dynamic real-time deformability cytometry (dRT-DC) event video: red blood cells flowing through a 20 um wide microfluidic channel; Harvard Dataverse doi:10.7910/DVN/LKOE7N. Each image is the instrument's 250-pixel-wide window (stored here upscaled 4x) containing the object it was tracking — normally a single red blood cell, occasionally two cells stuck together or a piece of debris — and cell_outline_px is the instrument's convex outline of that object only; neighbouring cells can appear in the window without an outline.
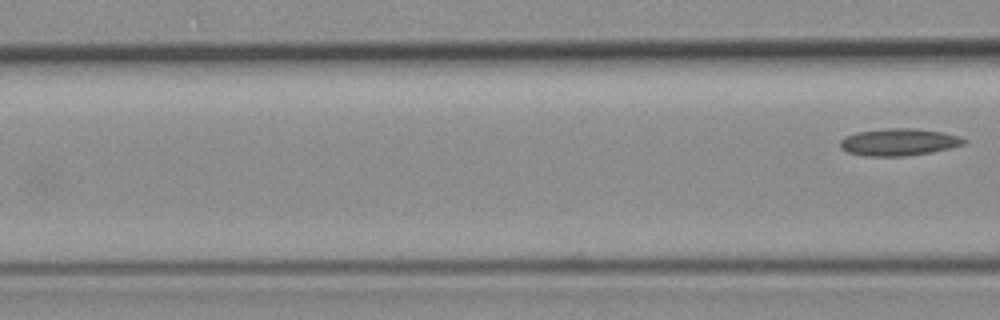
{"species": "common noctule bat (a hibernating species)", "species_latin": "Nyctalus noctula", "temperature_condition": "room temperature", "stored_images_in_passage": 10, "segment_of_instrument_passage": [2, 2], "camera_frame_rate_fps": 3000, "um_per_image_px": 0.085, "animal": {"sex": "female", "body_mass_g": 19.3, "forearm_length_mm": 54.1}, "frame": {"image": 1, "passage_image": 10, "time_ms": 11.667, "image_size_px": [1000, 320], "cell_outline_px": [[968, 140], [964, 144], [932, 152], [908, 156], [864, 156], [848, 152], [840, 148], [840, 140], [844, 136], [856, 132], [888, 128], [912, 128], [944, 132], [960, 136]], "centroid_in_image_um": [76.39, 12.07], "position_along_channel_um": 90.2, "area_um2": 19.71}}